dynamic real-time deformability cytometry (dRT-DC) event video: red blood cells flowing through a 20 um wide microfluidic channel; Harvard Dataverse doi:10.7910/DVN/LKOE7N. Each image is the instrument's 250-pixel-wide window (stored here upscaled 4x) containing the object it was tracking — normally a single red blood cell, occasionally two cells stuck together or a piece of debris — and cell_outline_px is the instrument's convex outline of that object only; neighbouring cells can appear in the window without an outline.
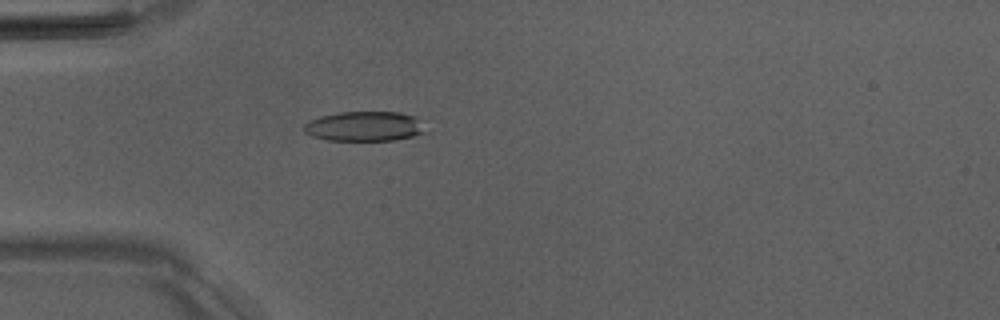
{"species": "Egyptian fruit bat (a non-hibernating species)", "species_latin": "Rousettus aegyptiacus", "temperature_condition": "room temperature", "stored_images_in_passage": 44, "camera_frame_rate_fps": 3000, "um_per_image_px": 0.085, "animal": {"sex": "male"}, "frame": {"image": 1, "passage_image": 8, "time_ms": 2.333, "image_size_px": [1000, 320], "cell_outline_px": [[424, 132], [412, 136], [392, 140], [328, 140], [312, 136], [304, 132], [304, 124], [320, 116], [340, 112], [400, 112], [416, 116]], "centroid_in_image_um": [30.94, 10.73], "position_along_channel_um": 54.1, "area_um2": 20.75}}
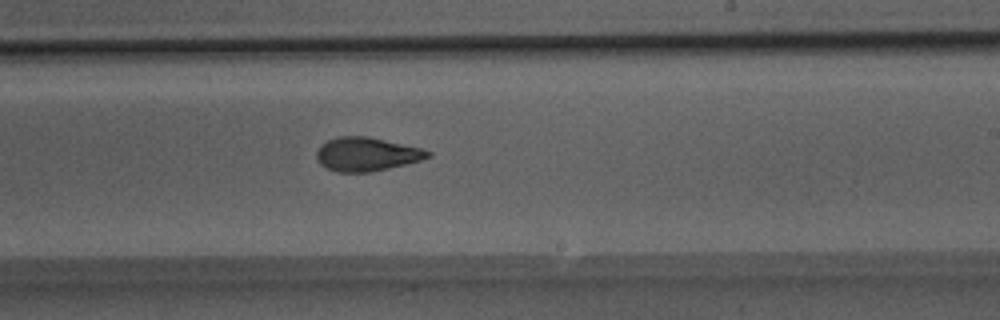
{"frame": {"image": 2, "passage_image": 24, "time_ms": 7.667, "image_size_px": [1000, 320], "cell_outline_px": [[432, 156], [420, 160], [372, 172], [336, 172], [320, 164], [316, 156], [316, 152], [320, 144], [336, 136], [368, 136], [420, 148], [432, 152]], "centroid_in_image_um": [31.13, 13.1], "position_along_channel_um": 257.9, "area_um2": 21.79}}
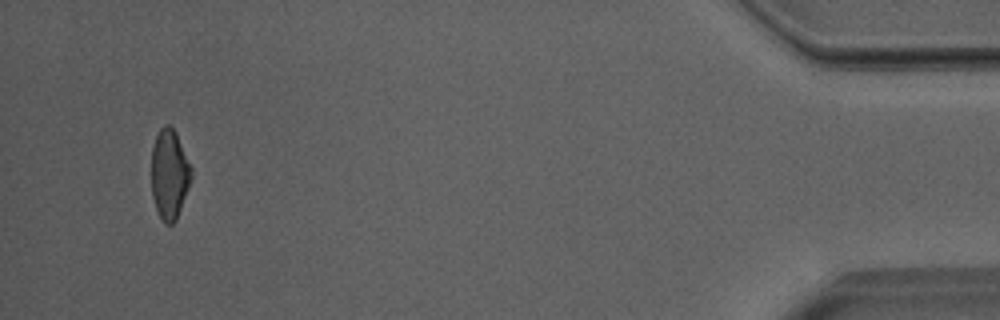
{"frame": {"image": 3, "passage_image": 42, "time_ms": 13.667, "image_size_px": [1000, 320], "cell_outline_px": [[192, 176], [188, 188], [176, 220], [172, 224], [164, 224], [156, 208], [152, 196], [152, 148], [156, 136], [160, 128], [164, 124], [168, 124], [176, 132], [192, 168]], "centroid_in_image_um": [14.4, 14.8], "position_along_channel_um": 420.8, "area_um2": 20.75}, "authors_computed_cell_mechanics": {"area_um2": 21.9062, "velocity_mm_per_s": 4.009, "shape_relaxation_time_tau1_ms": 6.0509, "shape_relaxation_time_tau2_ms": 1.7655, "deformation_change_tau1": 0.1927, "deformation_change_tau2": 0.0815}}